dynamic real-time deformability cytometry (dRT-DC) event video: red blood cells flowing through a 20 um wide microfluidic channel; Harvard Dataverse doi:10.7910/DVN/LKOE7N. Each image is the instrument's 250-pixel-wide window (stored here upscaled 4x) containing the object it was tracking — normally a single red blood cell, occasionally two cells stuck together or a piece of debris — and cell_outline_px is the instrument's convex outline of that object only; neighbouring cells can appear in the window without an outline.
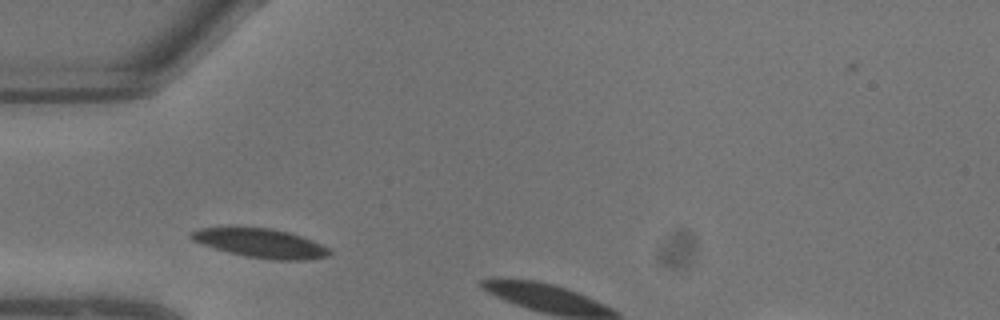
{"species": "common noctule bat (a hibernating species)", "species_latin": "Nyctalus noctula", "temperature_condition": "warm", "stored_images_in_passage": 3, "camera_frame_rate_fps": 3000, "um_per_image_px": 0.085, "animal": {"sex": "male", "body_mass_g": 13.3}, "frame": {"image": 1, "passage_image": 1, "time_ms": 0.0, "image_size_px": [1000, 320], "cell_outline_px": [[332, 252], [328, 256], [304, 260], [272, 260], [244, 256], [228, 252], [192, 240], [188, 236], [192, 232], [200, 228], [272, 228], [288, 232], [312, 240], [328, 248]], "centroid_in_image_um": [22.18, 20.68], "position_along_channel_um": 62.8, "area_um2": 23.0}}